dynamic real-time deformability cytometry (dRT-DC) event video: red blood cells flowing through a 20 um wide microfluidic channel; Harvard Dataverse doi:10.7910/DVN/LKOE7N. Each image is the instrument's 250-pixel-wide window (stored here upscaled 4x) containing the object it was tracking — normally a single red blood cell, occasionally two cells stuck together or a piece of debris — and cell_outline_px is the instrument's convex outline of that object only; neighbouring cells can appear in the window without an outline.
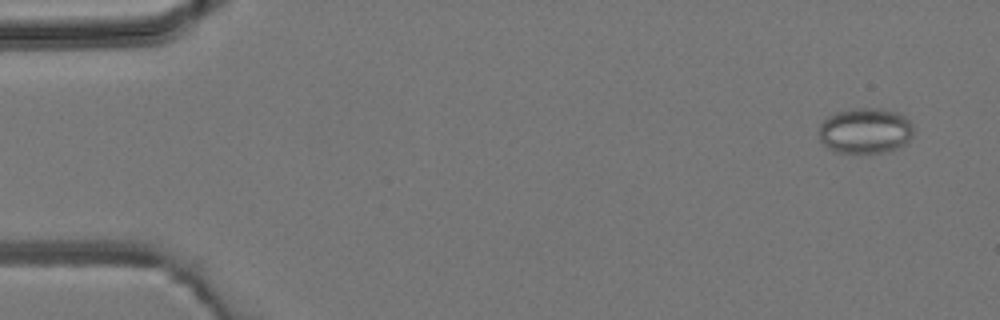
{"species": "common noctule bat (a hibernating species)", "species_latin": "Nyctalus noctula", "temperature_condition": "room temperature", "stored_images_in_passage": 4, "camera_frame_rate_fps": 3000, "um_per_image_px": 0.085, "animal": {"sex": "male", "body_mass_g": 19.2, "forearm_length_mm": 51.8}, "frame": {"image": 1, "passage_image": 1, "time_ms": 0.0, "image_size_px": [1000, 320], "cell_outline_px": [[912, 136], [904, 144], [888, 152], [832, 152], [820, 140], [820, 124], [828, 116], [836, 112], [852, 108], [880, 108], [900, 112], [912, 124]], "centroid_in_image_um": [73.54, 11.09], "position_along_channel_um": 11.5, "area_um2": 25.14}}